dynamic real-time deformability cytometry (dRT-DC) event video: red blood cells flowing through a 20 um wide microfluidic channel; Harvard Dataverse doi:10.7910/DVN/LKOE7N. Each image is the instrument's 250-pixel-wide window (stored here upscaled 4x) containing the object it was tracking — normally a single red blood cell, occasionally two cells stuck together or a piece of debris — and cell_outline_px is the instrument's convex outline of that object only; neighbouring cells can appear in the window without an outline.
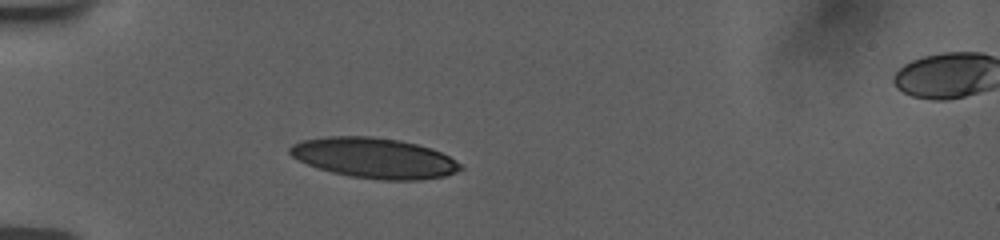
{"species": "human", "species_latin": "Homo sapiens", "temperature_condition": "room temperature", "stored_images_in_passage": 31, "camera_frame_rate_fps": 3000, "um_per_image_px": 0.085, "donor": {"sex": "female"}, "frame": {"image": 1, "passage_image": 7, "time_ms": 2.667, "image_size_px": [1000, 240], "cell_outline_px": [[464, 168], [456, 172], [444, 176], [420, 180], [380, 180], [348, 176], [332, 172], [296, 160], [288, 152], [288, 148], [292, 144], [300, 140], [324, 136], [372, 136], [396, 140], [416, 144], [432, 148], [464, 164]], "centroid_in_image_um": [31.8, 13.43], "position_along_channel_um": 53.2, "area_um2": 40.34}}
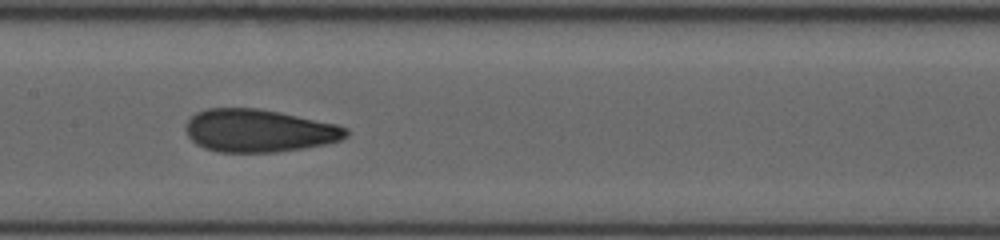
{"frame": {"image": 2, "passage_image": 17, "time_ms": 6.667, "image_size_px": [1000, 240], "cell_outline_px": [[348, 136], [340, 140], [328, 144], [304, 148], [276, 152], [220, 152], [204, 148], [196, 144], [188, 136], [184, 128], [188, 120], [196, 112], [208, 108], [256, 108], [280, 112], [336, 124], [348, 128]], "centroid_in_image_um": [22.01, 11.11], "position_along_channel_um": 185.4, "area_um2": 40.11}}
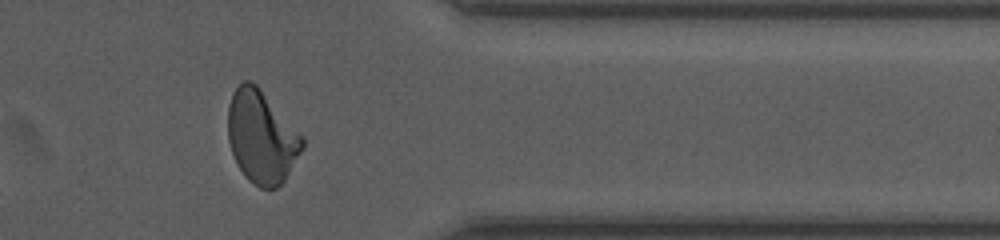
{"frame": {"image": 3, "passage_image": 29, "time_ms": 12.333, "image_size_px": [1000, 240], "cell_outline_px": [[304, 148], [284, 180], [276, 188], [260, 188], [248, 180], [244, 176], [236, 164], [228, 140], [228, 104], [232, 92], [244, 80], [252, 80], [260, 88], [304, 136]], "centroid_in_image_um": [22.23, 11.63], "position_along_channel_um": 389.2, "area_um2": 40.4}, "authors_computed_cell_mechanics": {"area_um2": 39.7086, "velocity_mm_per_s": 3.7648, "shape_relaxation_time_tau1_ms": 4.6085, "shape_relaxation_time_tau2_ms": 1.6455, "deformation_change_tau1": 0.1746, "deformation_change_tau2": 0.0839}}